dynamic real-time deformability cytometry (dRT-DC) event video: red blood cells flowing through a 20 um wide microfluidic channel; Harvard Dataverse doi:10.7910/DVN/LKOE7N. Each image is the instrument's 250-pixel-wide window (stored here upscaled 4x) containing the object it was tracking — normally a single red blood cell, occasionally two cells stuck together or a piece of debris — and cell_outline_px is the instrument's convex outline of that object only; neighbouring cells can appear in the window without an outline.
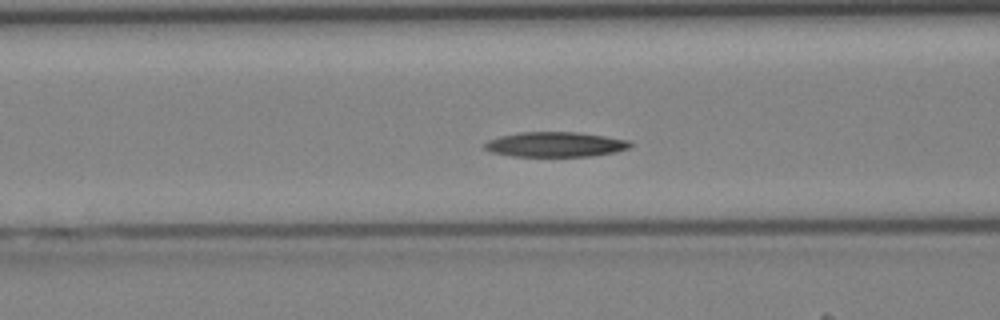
{"species": "Egyptian fruit bat (a non-hibernating species)", "species_latin": "Rousettus aegyptiacus", "temperature_condition": "cold", "stored_images_in_passage": 43, "camera_frame_rate_fps": 3000, "um_per_image_px": 0.085, "animal": {"sex": "female"}, "frame": {"image": 1, "passage_image": 18, "time_ms": 5.667, "image_size_px": [1000, 320], "cell_outline_px": [[632, 144], [628, 148], [616, 152], [592, 156], [512, 156], [492, 152], [484, 148], [484, 144], [488, 140], [500, 136], [520, 132], [576, 132], [604, 136], [628, 140]], "centroid_in_image_um": [47.19, 12.28], "position_along_channel_um": 119.4, "area_um2": 21.04}}
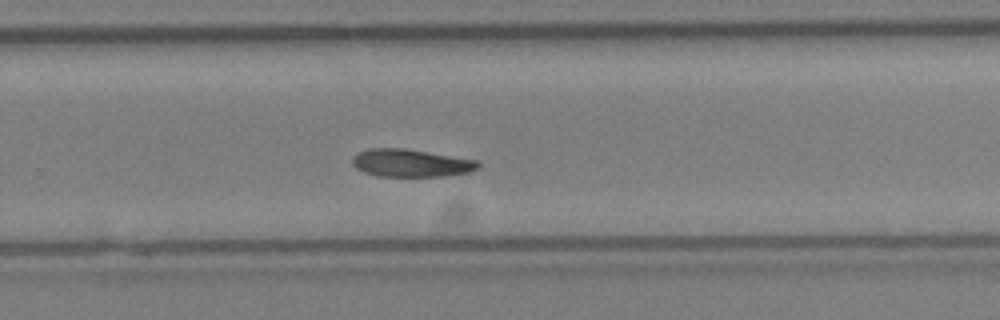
{"frame": {"image": 2, "passage_image": 29, "time_ms": 9.333, "image_size_px": [1000, 320], "cell_outline_px": [[480, 164], [472, 172], [444, 176], [380, 176], [364, 172], [356, 168], [352, 164], [352, 156], [356, 152], [368, 148], [404, 148], [480, 160]], "centroid_in_image_um": [34.92, 13.85], "position_along_channel_um": 294.9, "area_um2": 20.52}}
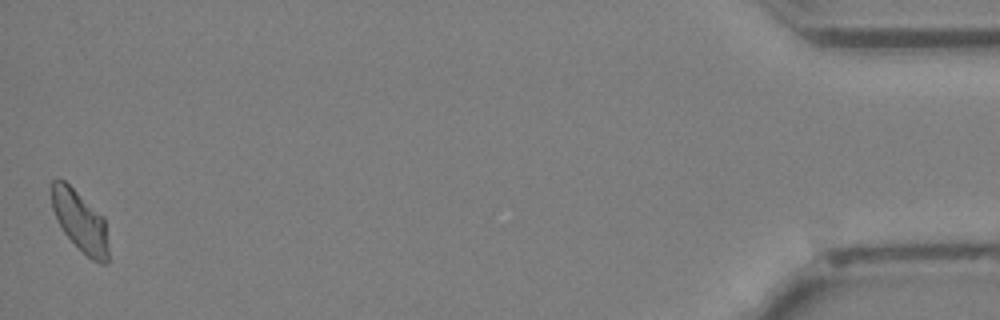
{"frame": {"image": 3, "passage_image": 43, "time_ms": 14.0, "image_size_px": [1000, 320], "cell_outline_px": [[108, 264], [100, 264], [92, 260], [64, 232], [52, 208], [52, 180], [64, 180], [104, 216], [108, 248]], "centroid_in_image_um": [6.84, 18.81], "position_along_channel_um": 428.4, "area_um2": 19.71}}